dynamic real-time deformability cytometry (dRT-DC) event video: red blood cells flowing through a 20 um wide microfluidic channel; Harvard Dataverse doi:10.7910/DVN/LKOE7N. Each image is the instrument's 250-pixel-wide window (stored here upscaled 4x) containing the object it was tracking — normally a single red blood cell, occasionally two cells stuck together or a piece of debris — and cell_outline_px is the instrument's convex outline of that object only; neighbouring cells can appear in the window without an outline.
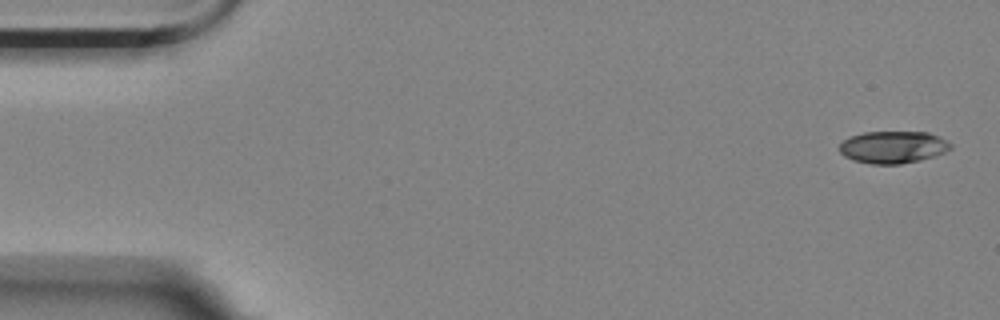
{"species": "Egyptian fruit bat (a non-hibernating species)", "species_latin": "Rousettus aegyptiacus", "temperature_condition": "room temperature", "stored_images_in_passage": 16, "camera_frame_rate_fps": 3000, "um_per_image_px": 0.085, "animal": {"sex": "female"}, "frame": {"image": 1, "passage_image": 1, "time_ms": 0.0, "image_size_px": [1000, 320], "cell_outline_px": [[952, 148], [944, 152], [920, 160], [900, 164], [872, 164], [852, 160], [844, 156], [840, 152], [840, 144], [844, 140], [852, 136], [864, 132], [928, 132], [952, 144]], "centroid_in_image_um": [75.88, 12.51], "position_along_channel_um": 9.1, "area_um2": 20.63}}
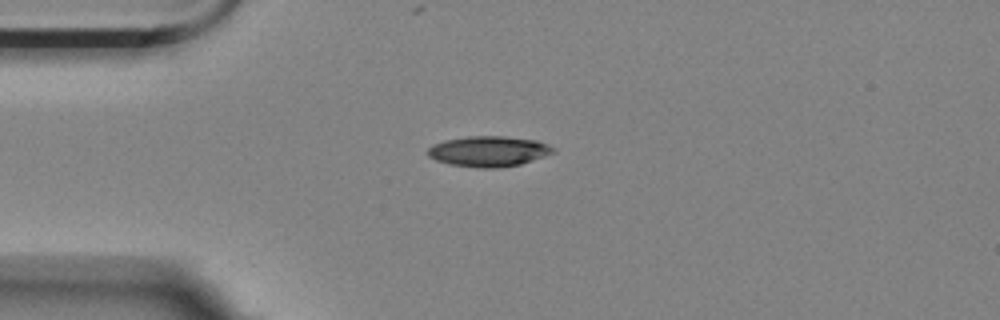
{"frame": {"image": 2, "passage_image": 13, "time_ms": 4.0, "image_size_px": [1000, 320], "cell_outline_px": [[556, 152], [520, 164], [496, 168], [480, 168], [452, 164], [436, 160], [428, 156], [428, 148], [432, 144], [444, 140], [468, 136], [504, 136], [536, 140], [548, 144], [556, 148]], "centroid_in_image_um": [41.55, 12.85], "position_along_channel_um": 43.5, "area_um2": 22.25}}